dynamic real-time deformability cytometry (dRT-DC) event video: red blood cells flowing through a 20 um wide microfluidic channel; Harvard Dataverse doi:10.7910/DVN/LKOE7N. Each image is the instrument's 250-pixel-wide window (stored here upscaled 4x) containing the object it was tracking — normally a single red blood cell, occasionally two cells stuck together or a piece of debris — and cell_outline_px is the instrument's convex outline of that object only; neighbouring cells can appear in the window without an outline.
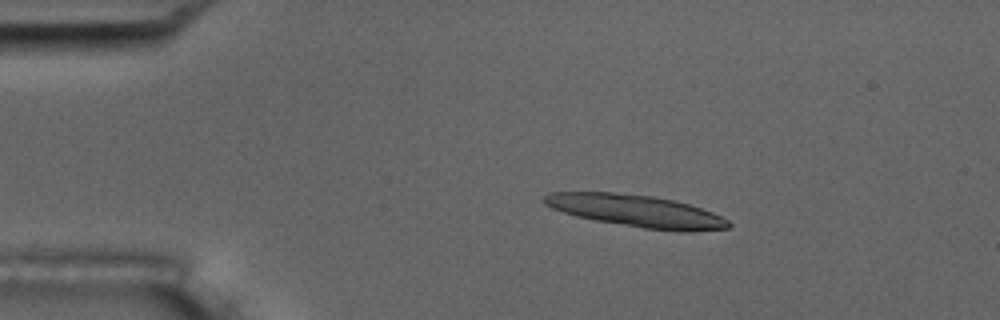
{"species": "common noctule bat (a hibernating species)", "species_latin": "Nyctalus noctula", "temperature_condition": "room temperature", "stored_images_in_passage": 25, "camera_frame_rate_fps": 3000, "um_per_image_px": 0.085, "animal": {"sex": "male", "body_mass_g": 17.5, "forearm_length_mm": 52.3}, "frame": {"image": 1, "passage_image": 8, "time_ms": 2.333, "image_size_px": [1000, 320], "cell_outline_px": [[732, 224], [728, 228], [644, 228], [596, 220], [576, 216], [552, 208], [544, 204], [544, 196], [552, 192], [612, 192], [652, 196], [676, 200], [712, 212], [728, 220]], "centroid_in_image_um": [53.94, 17.87], "position_along_channel_um": 31.1, "area_um2": 32.95}}